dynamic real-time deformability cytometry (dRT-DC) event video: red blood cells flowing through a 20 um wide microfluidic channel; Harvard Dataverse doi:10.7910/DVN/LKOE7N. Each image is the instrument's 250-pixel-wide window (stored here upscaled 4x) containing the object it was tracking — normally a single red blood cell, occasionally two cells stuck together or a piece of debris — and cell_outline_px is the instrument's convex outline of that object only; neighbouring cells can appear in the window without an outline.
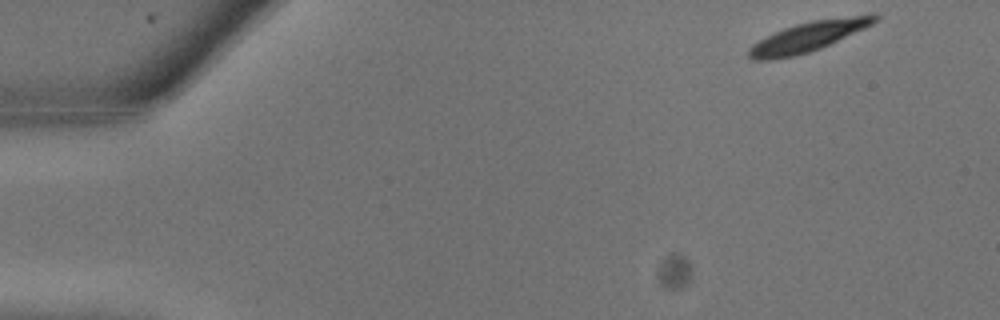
{"species": "common noctule bat (a hibernating species)", "species_latin": "Nyctalus noctula", "temperature_condition": "warm", "stored_images_in_passage": 7, "camera_frame_rate_fps": 3000, "um_per_image_px": 0.085, "animal": {"sex": "male", "body_mass_g": 13.3}, "frame": {"image": 1, "passage_image": 1, "time_ms": 0.0, "image_size_px": [1000, 320], "cell_outline_px": [[880, 16], [872, 24], [864, 28], [820, 48], [808, 52], [792, 56], [768, 60], [752, 60], [748, 56], [748, 48], [752, 44], [784, 28], [796, 24], [812, 20], [872, 12], [876, 12]], "centroid_in_image_um": [68.76, 3.07], "position_along_channel_um": 16.2, "area_um2": 21.85}}
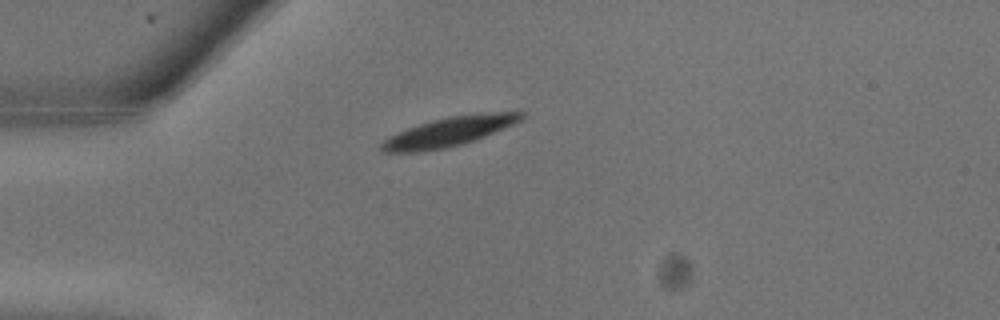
{"frame": {"image": 2, "passage_image": 6, "time_ms": 1.667, "image_size_px": [1000, 320], "cell_outline_px": [[524, 116], [520, 120], [512, 124], [484, 136], [460, 144], [444, 148], [416, 152], [380, 152], [380, 144], [388, 136], [408, 128], [432, 120], [448, 116], [480, 112], [524, 112]], "centroid_in_image_um": [38.11, 11.18], "position_along_channel_um": 46.9, "area_um2": 23.52}}